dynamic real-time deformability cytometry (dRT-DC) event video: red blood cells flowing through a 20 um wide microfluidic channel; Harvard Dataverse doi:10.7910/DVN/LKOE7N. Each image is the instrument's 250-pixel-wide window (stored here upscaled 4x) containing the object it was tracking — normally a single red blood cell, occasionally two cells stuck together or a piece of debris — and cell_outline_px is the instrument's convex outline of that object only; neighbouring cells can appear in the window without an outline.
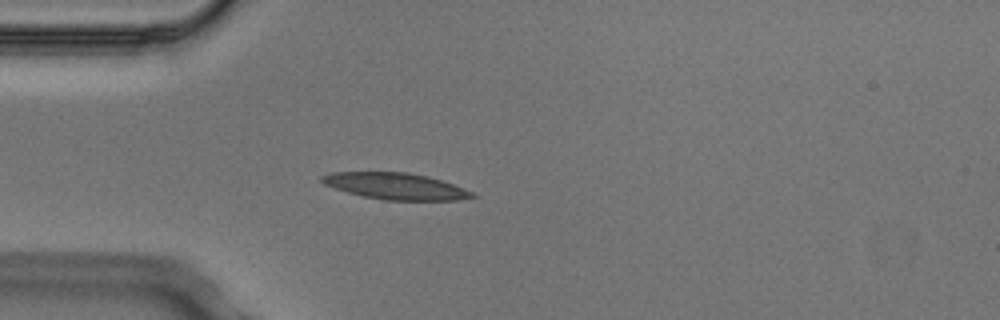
{"species": "Egyptian fruit bat (a non-hibernating species)", "species_latin": "Rousettus aegyptiacus", "temperature_condition": "cold", "stored_images_in_passage": 3, "camera_frame_rate_fps": 3000, "um_per_image_px": 0.085, "animal": {"sex": "male"}, "frame": {"image": 1, "passage_image": 3, "time_ms": 0.667, "image_size_px": [1000, 320], "cell_outline_px": [[476, 196], [456, 200], [384, 200], [364, 196], [348, 192], [324, 184], [320, 180], [320, 176], [332, 172], [408, 172], [428, 176], [452, 184], [472, 192]], "centroid_in_image_um": [33.59, 15.81], "position_along_channel_um": 51.4, "area_um2": 22.89}}